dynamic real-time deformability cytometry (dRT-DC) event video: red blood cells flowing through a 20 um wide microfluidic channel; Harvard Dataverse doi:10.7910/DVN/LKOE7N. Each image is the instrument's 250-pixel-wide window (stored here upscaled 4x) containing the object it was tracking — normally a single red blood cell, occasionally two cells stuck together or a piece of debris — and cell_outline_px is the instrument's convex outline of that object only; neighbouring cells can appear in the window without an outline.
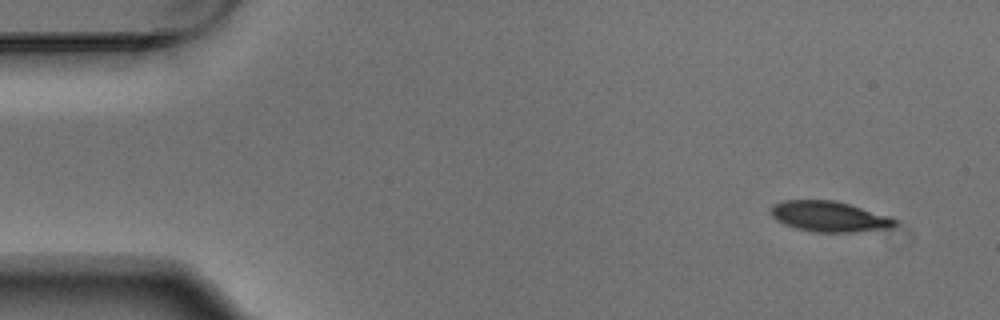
{"species": "Egyptian fruit bat (a non-hibernating species)", "species_latin": "Rousettus aegyptiacus", "temperature_condition": "warm", "stored_images_in_passage": 5, "camera_frame_rate_fps": 3000, "um_per_image_px": 0.085, "animal": {"sex": "male"}, "frame": {"image": 1, "passage_image": 1, "time_ms": 0.0, "image_size_px": [1000, 320], "cell_outline_px": [[896, 224], [884, 228], [848, 232], [816, 232], [796, 228], [784, 224], [776, 220], [768, 212], [772, 204], [784, 200], [836, 200], [888, 216], [896, 220]], "centroid_in_image_um": [70.37, 18.38], "position_along_channel_um": 14.6, "area_um2": 21.79}}